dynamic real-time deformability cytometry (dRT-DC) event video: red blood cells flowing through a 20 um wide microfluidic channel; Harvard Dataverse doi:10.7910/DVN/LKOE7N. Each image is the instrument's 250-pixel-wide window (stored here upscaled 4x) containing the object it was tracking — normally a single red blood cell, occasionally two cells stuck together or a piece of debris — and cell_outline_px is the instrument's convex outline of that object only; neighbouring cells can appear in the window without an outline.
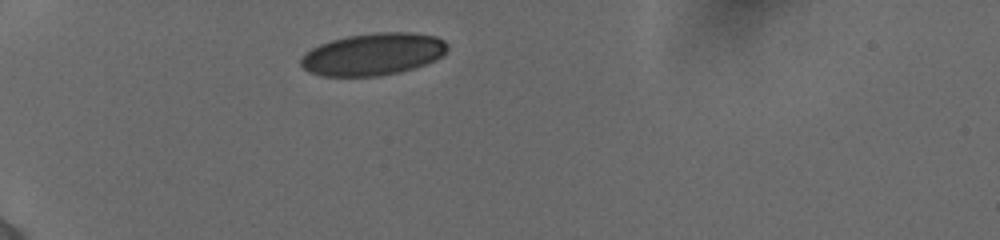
{"species": "human", "species_latin": "Homo sapiens", "temperature_condition": "cold", "stored_images_in_passage": 7, "camera_frame_rate_fps": 3000, "um_per_image_px": 0.085, "donor": {"sex": "female"}, "frame": {"image": 1, "passage_image": 1, "time_ms": 0.0, "image_size_px": [1000, 240], "cell_outline_px": [[448, 48], [444, 56], [436, 60], [416, 68], [400, 72], [380, 76], [324, 76], [308, 72], [300, 64], [300, 60], [312, 48], [320, 44], [332, 40], [348, 36], [380, 32], [412, 32], [436, 36], [444, 40], [448, 44]], "centroid_in_image_um": [31.78, 4.61], "position_along_channel_um": 53.2, "area_um2": 36.18}}
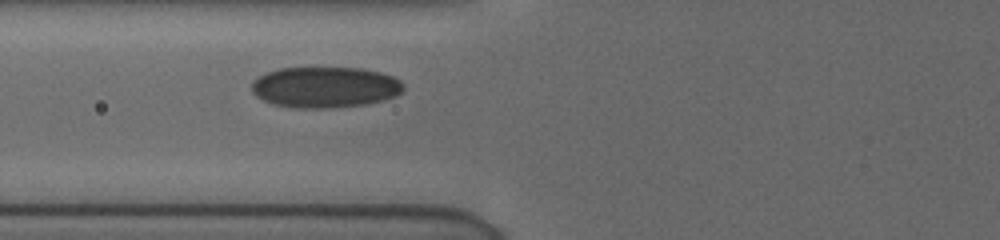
{"frame": {"image": 2, "passage_image": 5, "time_ms": 2.0, "image_size_px": [1000, 240], "cell_outline_px": [[404, 88], [396, 96], [364, 104], [324, 108], [296, 108], [272, 104], [256, 96], [252, 92], [252, 80], [268, 72], [280, 68], [364, 68], [380, 72], [392, 76], [400, 80], [404, 84]], "centroid_in_image_um": [27.62, 7.4], "position_along_channel_um": 98.2, "area_um2": 36.07}}
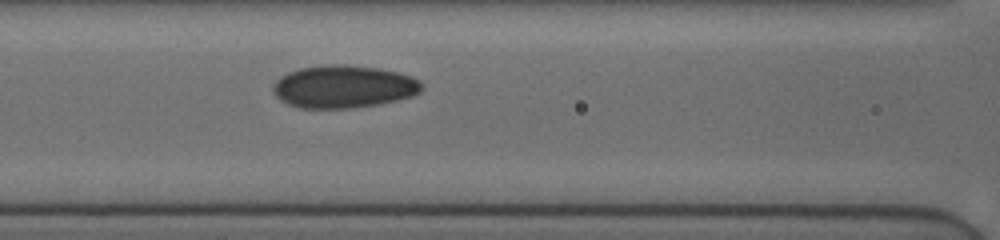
{"frame": {"image": 3, "passage_image": 7, "time_ms": 3.0, "image_size_px": [1000, 240], "cell_outline_px": [[424, 88], [420, 92], [412, 96], [396, 100], [376, 104], [348, 108], [300, 108], [288, 104], [276, 96], [272, 88], [276, 80], [280, 76], [288, 72], [300, 68], [324, 64], [344, 64], [380, 68], [412, 76], [420, 80], [424, 84]], "centroid_in_image_um": [29.22, 7.35], "position_along_channel_um": 137.4, "area_um2": 37.11}}